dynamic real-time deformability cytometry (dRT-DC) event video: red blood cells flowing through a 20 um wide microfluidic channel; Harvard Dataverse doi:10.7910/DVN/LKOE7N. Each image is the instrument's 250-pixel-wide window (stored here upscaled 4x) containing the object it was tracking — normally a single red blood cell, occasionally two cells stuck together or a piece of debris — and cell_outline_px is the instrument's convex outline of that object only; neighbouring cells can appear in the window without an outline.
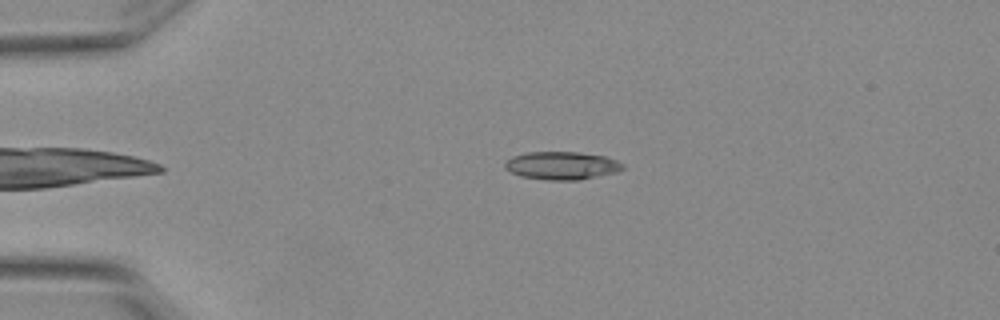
{"species": "Egyptian fruit bat (a non-hibernating species)", "species_latin": "Rousettus aegyptiacus", "temperature_condition": "warm", "stored_images_in_passage": 6, "camera_frame_rate_fps": 3000, "um_per_image_px": 0.085, "animal": {"sex": "female"}, "frame": {"image": 1, "passage_image": 6, "time_ms": 1.667, "image_size_px": [1000, 320], "cell_outline_px": [[624, 168], [616, 172], [580, 180], [548, 180], [520, 176], [504, 168], [504, 164], [512, 156], [528, 152], [580, 152], [604, 156], [616, 160], [624, 164]], "centroid_in_image_um": [47.76, 14.07], "position_along_channel_um": 37.2, "area_um2": 19.19}}